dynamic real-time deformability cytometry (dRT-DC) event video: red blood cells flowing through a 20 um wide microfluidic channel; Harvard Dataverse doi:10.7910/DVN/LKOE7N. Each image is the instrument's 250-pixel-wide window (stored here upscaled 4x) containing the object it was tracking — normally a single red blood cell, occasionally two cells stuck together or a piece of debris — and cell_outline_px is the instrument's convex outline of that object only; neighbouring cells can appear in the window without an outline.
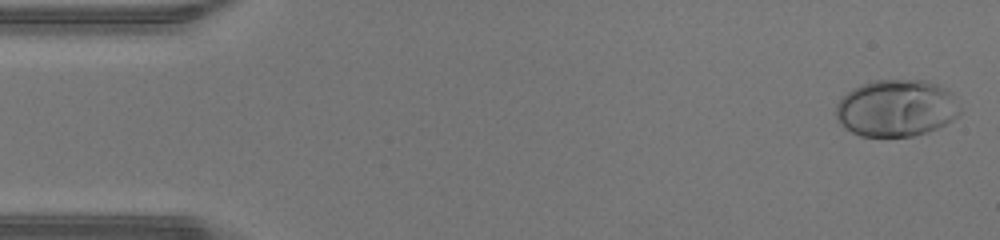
{"species": "human", "species_latin": "Homo sapiens", "temperature_condition": "warm", "stored_images_in_passage": 47, "camera_frame_rate_fps": 3000, "um_per_image_px": 0.085, "donor": {"sex": "male"}, "frame": {"image": 1, "passage_image": 1, "time_ms": 0.0, "image_size_px": [1000, 240], "cell_outline_px": [[960, 112], [952, 120], [936, 128], [912, 136], [860, 136], [852, 132], [840, 124], [836, 116], [836, 104], [852, 88], [860, 84], [872, 80], [928, 80], [948, 88], [952, 92], [960, 108]], "centroid_in_image_um": [76.19, 9.17], "position_along_channel_um": 8.8, "area_um2": 41.27}}
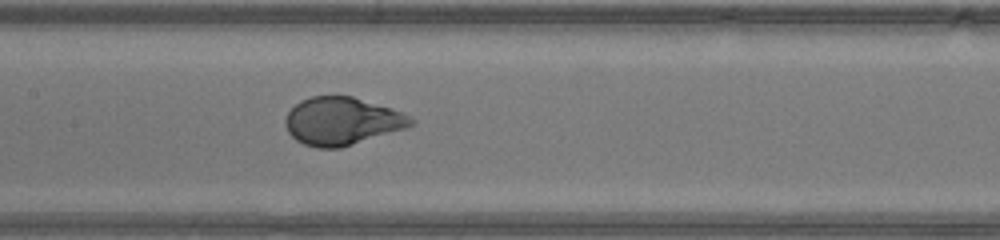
{"frame": {"image": 2, "passage_image": 22, "time_ms": 7.0, "image_size_px": [1000, 240], "cell_outline_px": [[416, 120], [408, 128], [340, 148], [316, 148], [304, 144], [296, 140], [288, 132], [284, 124], [284, 120], [288, 112], [300, 100], [312, 96], [352, 96], [392, 108], [404, 112]], "centroid_in_image_um": [29.08, 10.3], "position_along_channel_um": 178.3, "area_um2": 35.2}}
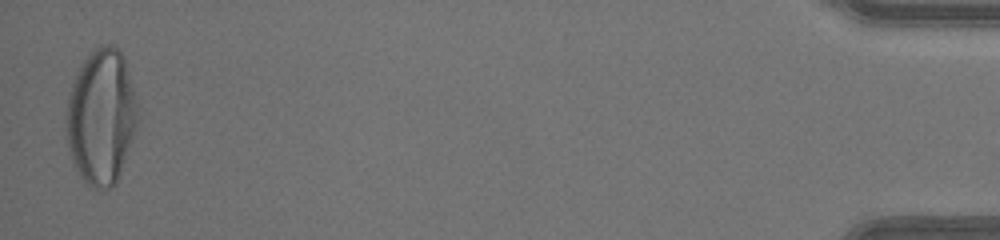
{"frame": {"image": 3, "passage_image": 46, "time_ms": 15.0, "image_size_px": [1000, 240], "cell_outline_px": [[140, 120], [116, 184], [112, 188], [88, 188], [80, 176], [72, 160], [68, 148], [68, 92], [72, 80], [80, 64], [100, 44], [112, 44], [124, 56], [140, 108]], "centroid_in_image_um": [8.65, 9.93], "position_along_channel_um": 426.5, "area_um2": 56.93}, "authors_computed_cell_mechanics": {"area_um2": 36.125, "velocity_mm_per_s": 4.3612, "shape_relaxation_time_tau1_ms": 3.0192, "shape_relaxation_time_tau2_ms": null, "deformation_change_tau1": 0.2414, "deformation_change_tau2": null}}